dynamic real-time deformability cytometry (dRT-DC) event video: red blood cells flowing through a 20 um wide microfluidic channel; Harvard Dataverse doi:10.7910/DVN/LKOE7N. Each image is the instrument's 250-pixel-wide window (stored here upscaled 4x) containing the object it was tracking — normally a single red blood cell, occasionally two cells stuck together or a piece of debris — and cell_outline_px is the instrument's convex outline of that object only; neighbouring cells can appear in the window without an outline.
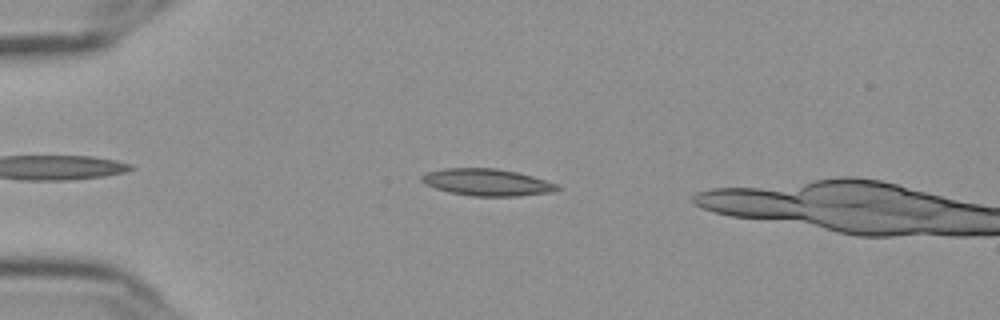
{"species": "Egyptian fruit bat (a non-hibernating species)", "species_latin": "Rousettus aegyptiacus", "temperature_condition": "cold", "stored_images_in_passage": 47, "camera_frame_rate_fps": 3000, "um_per_image_px": 0.085, "frame": {"image": 1, "passage_image": 10, "time_ms": 3.0, "image_size_px": [1000, 320], "cell_outline_px": [[560, 188], [552, 192], [520, 196], [472, 196], [448, 192], [424, 184], [420, 180], [420, 176], [428, 172], [444, 168], [496, 168], [516, 172], [532, 176], [556, 184]], "centroid_in_image_um": [41.35, 15.5], "position_along_channel_um": 43.6, "area_um2": 21.21}}
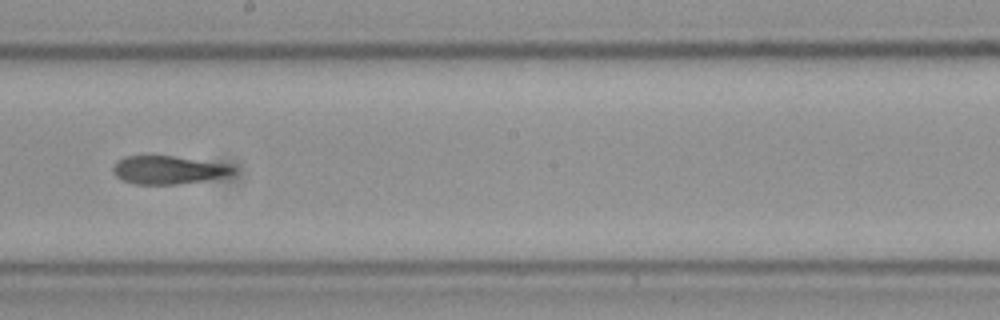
{"frame": {"image": 2, "passage_image": 28, "time_ms": 9.0, "image_size_px": [1000, 320], "cell_outline_px": [[236, 172], [228, 176], [180, 184], [136, 184], [124, 180], [116, 176], [112, 168], [116, 160], [124, 156], [172, 156], [228, 164]], "centroid_in_image_um": [14.29, 14.44], "position_along_channel_um": 233.9, "area_um2": 19.59}}
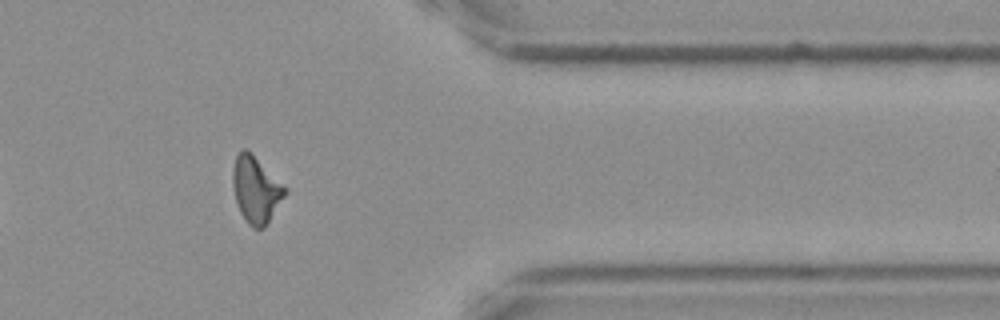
{"frame": {"image": 3, "passage_image": 42, "time_ms": 13.667, "image_size_px": [1000, 320], "cell_outline_px": [[288, 192], [268, 224], [264, 228], [252, 228], [248, 224], [240, 212], [236, 200], [232, 184], [232, 168], [236, 156], [240, 148], [248, 148], [288, 188]], "centroid_in_image_um": [21.77, 16.09], "position_along_channel_um": 389.6, "area_um2": 20.81}, "authors_computed_cell_mechanics": {"area_um2": 20.2878, "velocity_mm_per_s": 3.6417, "shape_relaxation_time_tau1_ms": null, "shape_relaxation_time_tau2_ms": 3.5028, "deformation_change_tau1": null, "deformation_change_tau2": 0.1106}}